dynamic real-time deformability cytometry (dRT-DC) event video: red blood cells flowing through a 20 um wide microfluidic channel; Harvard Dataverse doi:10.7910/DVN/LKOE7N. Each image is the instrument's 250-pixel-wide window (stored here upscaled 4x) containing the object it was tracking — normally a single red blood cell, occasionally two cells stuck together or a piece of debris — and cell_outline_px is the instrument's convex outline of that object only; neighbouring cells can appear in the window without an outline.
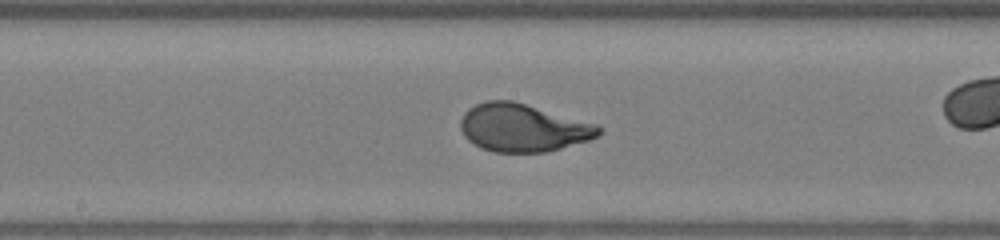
{"species": "human", "species_latin": "Homo sapiens", "temperature_condition": "warm", "stored_images_in_passage": 32, "camera_frame_rate_fps": 3000, "um_per_image_px": 0.085, "donor": {"sex": "female"}, "frame": {"image": 1, "passage_image": 19, "time_ms": 6.0, "image_size_px": [1000, 240], "cell_outline_px": [[600, 136], [588, 140], [560, 148], [544, 152], [492, 152], [480, 148], [468, 140], [464, 136], [460, 128], [460, 120], [464, 112], [468, 108], [476, 104], [488, 100], [512, 100], [600, 124]], "centroid_in_image_um": [44.44, 10.85], "position_along_channel_um": 203.8, "area_um2": 38.78}}